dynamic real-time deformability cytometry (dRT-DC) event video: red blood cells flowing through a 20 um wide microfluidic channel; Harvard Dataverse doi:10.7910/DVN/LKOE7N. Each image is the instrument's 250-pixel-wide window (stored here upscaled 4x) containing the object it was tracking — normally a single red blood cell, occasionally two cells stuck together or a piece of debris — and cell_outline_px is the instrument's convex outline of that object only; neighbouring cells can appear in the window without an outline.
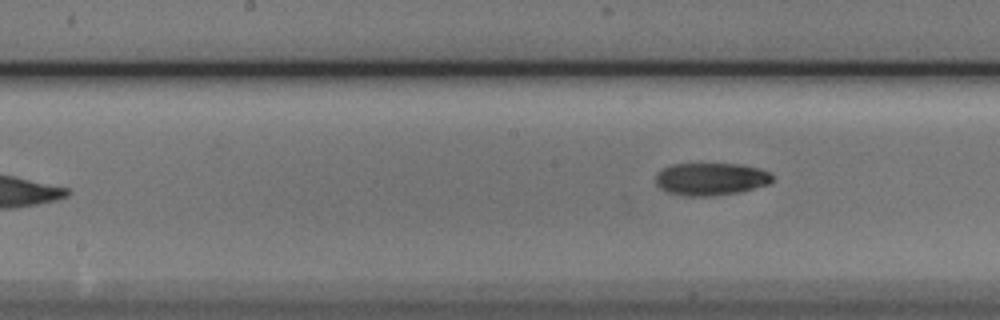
{"species": "Egyptian fruit bat (a non-hibernating species)", "species_latin": "Rousettus aegyptiacus", "temperature_condition": "cold", "stored_images_in_passage": 6, "camera_frame_rate_fps": 3000, "um_per_image_px": 0.085, "animal": {"sex": "male"}, "frame": {"image": 1, "passage_image": 6, "time_ms": 1.667, "image_size_px": [1000, 320], "cell_outline_px": [[772, 180], [768, 184], [740, 192], [712, 196], [684, 196], [668, 192], [660, 188], [656, 184], [656, 176], [668, 164], [740, 164], [760, 168], [768, 172], [772, 176]], "centroid_in_image_um": [60.41, 15.22], "position_along_channel_um": 187.8, "area_um2": 22.08}}